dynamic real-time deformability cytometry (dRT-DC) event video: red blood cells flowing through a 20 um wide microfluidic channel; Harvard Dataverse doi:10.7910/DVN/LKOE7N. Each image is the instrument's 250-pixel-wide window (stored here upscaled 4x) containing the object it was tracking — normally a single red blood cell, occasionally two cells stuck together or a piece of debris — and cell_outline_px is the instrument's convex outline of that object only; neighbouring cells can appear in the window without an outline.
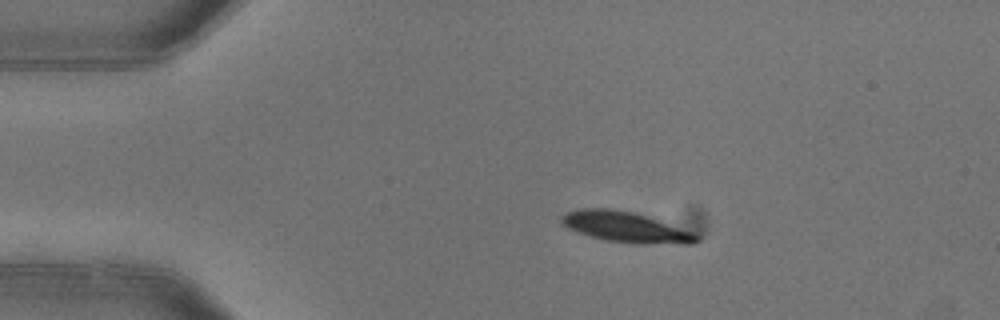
{"species": "common noctule bat (a hibernating species)", "species_latin": "Nyctalus noctula", "temperature_condition": "warm", "stored_images_in_passage": 3, "camera_frame_rate_fps": 3000, "um_per_image_px": 0.085, "animal": {"sex": "female"}, "frame": {"image": 1, "passage_image": 2, "time_ms": 0.333, "image_size_px": [1000, 320], "cell_outline_px": [[700, 240], [688, 244], [636, 244], [608, 240], [576, 232], [560, 224], [560, 216], [568, 212], [580, 208], [608, 208], [632, 212], [700, 232]], "centroid_in_image_um": [53.26, 19.31], "position_along_channel_um": 31.7, "area_um2": 24.39}}